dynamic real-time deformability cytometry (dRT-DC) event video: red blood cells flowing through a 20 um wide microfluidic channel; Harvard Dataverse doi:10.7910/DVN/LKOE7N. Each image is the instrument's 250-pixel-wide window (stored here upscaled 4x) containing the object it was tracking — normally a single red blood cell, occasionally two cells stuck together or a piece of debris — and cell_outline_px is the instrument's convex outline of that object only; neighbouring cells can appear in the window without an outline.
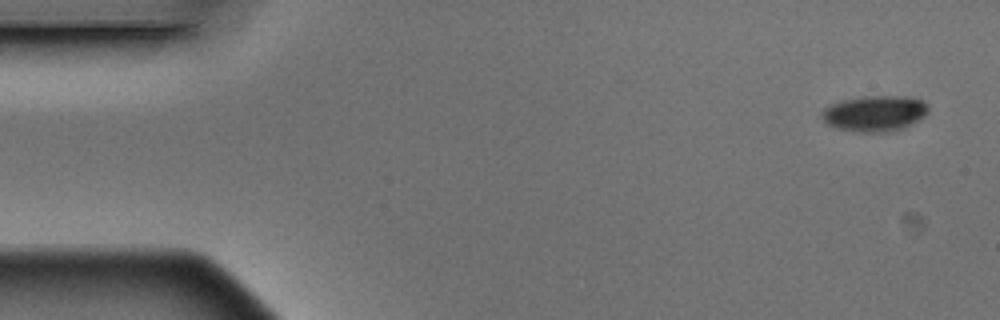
{"species": "Egyptian fruit bat (a non-hibernating species)", "species_latin": "Rousettus aegyptiacus", "temperature_condition": "warm", "stored_images_in_passage": 6, "camera_frame_rate_fps": 3000, "um_per_image_px": 0.085, "animal": {"sex": "male"}, "frame": {"image": 1, "passage_image": 1, "time_ms": 0.0, "image_size_px": [1000, 320], "cell_outline_px": [[928, 112], [924, 116], [912, 124], [904, 128], [884, 132], [856, 132], [836, 128], [828, 124], [820, 116], [820, 112], [828, 104], [840, 100], [860, 96], [908, 96], [920, 100], [928, 104]], "centroid_in_image_um": [74.31, 9.63], "position_along_channel_um": 10.7, "area_um2": 22.54}}
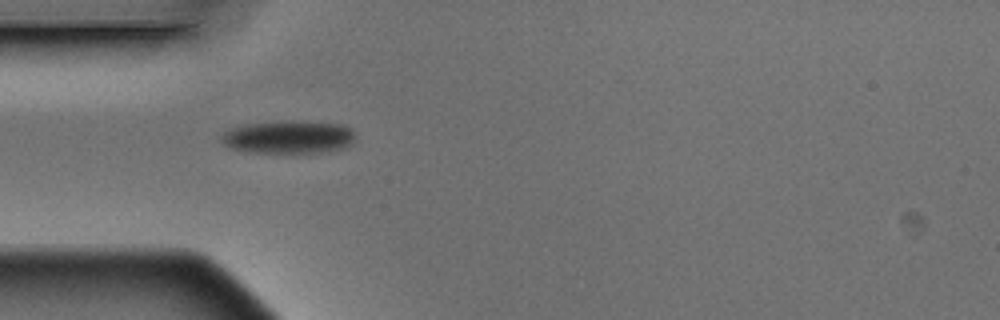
{"frame": {"image": 2, "passage_image": 5, "time_ms": 1.333, "image_size_px": [1000, 320], "cell_outline_px": [[356, 140], [352, 144], [344, 148], [320, 152], [248, 152], [232, 148], [224, 144], [220, 140], [220, 136], [228, 128], [244, 124], [344, 124], [352, 128], [356, 136]], "centroid_in_image_um": [24.53, 11.7], "position_along_channel_um": 60.5, "area_um2": 24.62}}
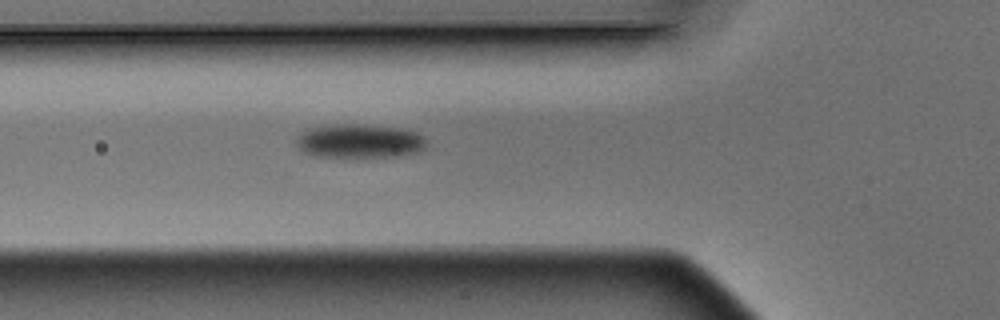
{"frame": {"image": 3, "passage_image": 6, "time_ms": 1.667, "image_size_px": [1000, 320], "cell_outline_px": [[424, 148], [416, 152], [400, 156], [320, 156], [304, 152], [296, 144], [296, 140], [304, 132], [312, 128], [332, 124], [356, 124], [404, 128], [416, 132], [424, 136]], "centroid_in_image_um": [30.6, 11.97], "position_along_channel_um": 95.2, "area_um2": 25.2}}